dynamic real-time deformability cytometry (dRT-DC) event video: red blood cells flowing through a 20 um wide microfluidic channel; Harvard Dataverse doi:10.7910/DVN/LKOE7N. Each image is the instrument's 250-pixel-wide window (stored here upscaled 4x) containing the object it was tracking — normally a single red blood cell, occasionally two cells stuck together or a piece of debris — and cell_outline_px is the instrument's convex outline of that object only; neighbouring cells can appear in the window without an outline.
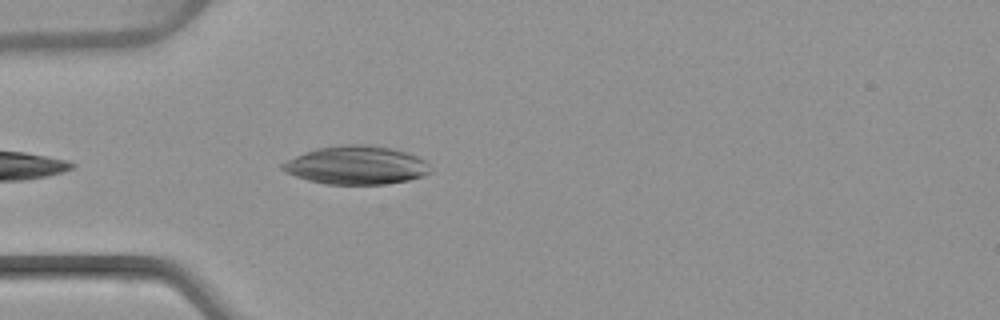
{"species": "common noctule bat (a hibernating species)", "species_latin": "Nyctalus noctula", "temperature_condition": "warm", "stored_images_in_passage": 15, "segment_of_instrument_passage": [1, 2], "camera_frame_rate_fps": 3000, "um_per_image_px": 0.085, "animal": {"sex": "female", "body_mass_g": 22.7, "forearm_length_mm": 54.2}, "frame": {"image": 1, "passage_image": 3, "time_ms": 0.667, "image_size_px": [1000, 320], "cell_outline_px": [[432, 172], [408, 180], [384, 184], [324, 184], [308, 180], [284, 172], [280, 168], [280, 164], [304, 152], [316, 148], [340, 144], [368, 144], [392, 148], [416, 156], [424, 160], [432, 168]], "centroid_in_image_um": [30.26, 14.03], "position_along_channel_um": 54.7, "area_um2": 33.18}}